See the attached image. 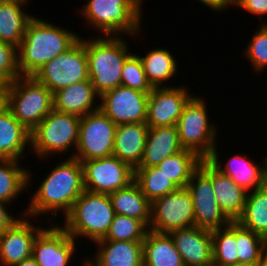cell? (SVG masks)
Listing matches in <instances>:
<instances>
[{"label": "cell", "instance_id": "cell-8", "mask_svg": "<svg viewBox=\"0 0 267 266\" xmlns=\"http://www.w3.org/2000/svg\"><path fill=\"white\" fill-rule=\"evenodd\" d=\"M206 106L202 95H194L184 106L176 125L183 149L194 152L202 160H207L212 154L219 132L217 123H210Z\"/></svg>", "mask_w": 267, "mask_h": 266}, {"label": "cell", "instance_id": "cell-14", "mask_svg": "<svg viewBox=\"0 0 267 266\" xmlns=\"http://www.w3.org/2000/svg\"><path fill=\"white\" fill-rule=\"evenodd\" d=\"M149 93L122 85L100 96L99 109L116 125L146 122Z\"/></svg>", "mask_w": 267, "mask_h": 266}, {"label": "cell", "instance_id": "cell-32", "mask_svg": "<svg viewBox=\"0 0 267 266\" xmlns=\"http://www.w3.org/2000/svg\"><path fill=\"white\" fill-rule=\"evenodd\" d=\"M201 160L194 152L183 149L167 157L157 167L178 188H185L192 173L199 167Z\"/></svg>", "mask_w": 267, "mask_h": 266}, {"label": "cell", "instance_id": "cell-5", "mask_svg": "<svg viewBox=\"0 0 267 266\" xmlns=\"http://www.w3.org/2000/svg\"><path fill=\"white\" fill-rule=\"evenodd\" d=\"M114 216L109 195L85 190L60 224L76 241L85 237L95 243L106 236Z\"/></svg>", "mask_w": 267, "mask_h": 266}, {"label": "cell", "instance_id": "cell-49", "mask_svg": "<svg viewBox=\"0 0 267 266\" xmlns=\"http://www.w3.org/2000/svg\"><path fill=\"white\" fill-rule=\"evenodd\" d=\"M83 266H86V258L84 259V262L82 263Z\"/></svg>", "mask_w": 267, "mask_h": 266}, {"label": "cell", "instance_id": "cell-39", "mask_svg": "<svg viewBox=\"0 0 267 266\" xmlns=\"http://www.w3.org/2000/svg\"><path fill=\"white\" fill-rule=\"evenodd\" d=\"M0 75L8 82L21 76L18 67V47L0 41Z\"/></svg>", "mask_w": 267, "mask_h": 266}, {"label": "cell", "instance_id": "cell-30", "mask_svg": "<svg viewBox=\"0 0 267 266\" xmlns=\"http://www.w3.org/2000/svg\"><path fill=\"white\" fill-rule=\"evenodd\" d=\"M109 196L115 214L141 220L149 228L151 202L143 195L135 181L123 189L116 190Z\"/></svg>", "mask_w": 267, "mask_h": 266}, {"label": "cell", "instance_id": "cell-46", "mask_svg": "<svg viewBox=\"0 0 267 266\" xmlns=\"http://www.w3.org/2000/svg\"><path fill=\"white\" fill-rule=\"evenodd\" d=\"M256 266H267V253L256 263Z\"/></svg>", "mask_w": 267, "mask_h": 266}, {"label": "cell", "instance_id": "cell-35", "mask_svg": "<svg viewBox=\"0 0 267 266\" xmlns=\"http://www.w3.org/2000/svg\"><path fill=\"white\" fill-rule=\"evenodd\" d=\"M238 262L257 263L267 253V240L236 221Z\"/></svg>", "mask_w": 267, "mask_h": 266}, {"label": "cell", "instance_id": "cell-22", "mask_svg": "<svg viewBox=\"0 0 267 266\" xmlns=\"http://www.w3.org/2000/svg\"><path fill=\"white\" fill-rule=\"evenodd\" d=\"M99 99L91 80H83L54 92L53 109L82 117L99 110Z\"/></svg>", "mask_w": 267, "mask_h": 266}, {"label": "cell", "instance_id": "cell-24", "mask_svg": "<svg viewBox=\"0 0 267 266\" xmlns=\"http://www.w3.org/2000/svg\"><path fill=\"white\" fill-rule=\"evenodd\" d=\"M148 129L146 122L117 125L113 155L135 170L143 157Z\"/></svg>", "mask_w": 267, "mask_h": 266}, {"label": "cell", "instance_id": "cell-11", "mask_svg": "<svg viewBox=\"0 0 267 266\" xmlns=\"http://www.w3.org/2000/svg\"><path fill=\"white\" fill-rule=\"evenodd\" d=\"M86 191L110 195L130 185L135 170L116 156L81 161Z\"/></svg>", "mask_w": 267, "mask_h": 266}, {"label": "cell", "instance_id": "cell-20", "mask_svg": "<svg viewBox=\"0 0 267 266\" xmlns=\"http://www.w3.org/2000/svg\"><path fill=\"white\" fill-rule=\"evenodd\" d=\"M199 167L211 178L221 210L231 221H237L243 213L248 192L217 170L208 160H201Z\"/></svg>", "mask_w": 267, "mask_h": 266}, {"label": "cell", "instance_id": "cell-9", "mask_svg": "<svg viewBox=\"0 0 267 266\" xmlns=\"http://www.w3.org/2000/svg\"><path fill=\"white\" fill-rule=\"evenodd\" d=\"M52 93L83 80H89L85 39H80L66 52L46 63L33 75Z\"/></svg>", "mask_w": 267, "mask_h": 266}, {"label": "cell", "instance_id": "cell-34", "mask_svg": "<svg viewBox=\"0 0 267 266\" xmlns=\"http://www.w3.org/2000/svg\"><path fill=\"white\" fill-rule=\"evenodd\" d=\"M213 266H228L238 262L236 221L211 231Z\"/></svg>", "mask_w": 267, "mask_h": 266}, {"label": "cell", "instance_id": "cell-15", "mask_svg": "<svg viewBox=\"0 0 267 266\" xmlns=\"http://www.w3.org/2000/svg\"><path fill=\"white\" fill-rule=\"evenodd\" d=\"M54 223L48 224L37 235L33 244V257L39 266H70L72 259L77 257L74 254L77 241L60 223Z\"/></svg>", "mask_w": 267, "mask_h": 266}, {"label": "cell", "instance_id": "cell-6", "mask_svg": "<svg viewBox=\"0 0 267 266\" xmlns=\"http://www.w3.org/2000/svg\"><path fill=\"white\" fill-rule=\"evenodd\" d=\"M79 124V116L53 109L31 131V153L46 162L48 158L62 156V153L65 156L71 149L68 156L73 157V150L77 148Z\"/></svg>", "mask_w": 267, "mask_h": 266}, {"label": "cell", "instance_id": "cell-27", "mask_svg": "<svg viewBox=\"0 0 267 266\" xmlns=\"http://www.w3.org/2000/svg\"><path fill=\"white\" fill-rule=\"evenodd\" d=\"M148 50L145 56L139 54V58L142 61L144 72L147 79L153 88L170 87L166 85L178 74V65L176 57L172 55V52L167 48H155ZM172 78V79H171ZM166 82V83H165Z\"/></svg>", "mask_w": 267, "mask_h": 266}, {"label": "cell", "instance_id": "cell-13", "mask_svg": "<svg viewBox=\"0 0 267 266\" xmlns=\"http://www.w3.org/2000/svg\"><path fill=\"white\" fill-rule=\"evenodd\" d=\"M186 188L193 202L194 226L213 231L232 222L218 205L211 178L200 167L192 173Z\"/></svg>", "mask_w": 267, "mask_h": 266}, {"label": "cell", "instance_id": "cell-29", "mask_svg": "<svg viewBox=\"0 0 267 266\" xmlns=\"http://www.w3.org/2000/svg\"><path fill=\"white\" fill-rule=\"evenodd\" d=\"M30 2L0 3V41L19 47L27 24L34 17L26 12Z\"/></svg>", "mask_w": 267, "mask_h": 266}, {"label": "cell", "instance_id": "cell-38", "mask_svg": "<svg viewBox=\"0 0 267 266\" xmlns=\"http://www.w3.org/2000/svg\"><path fill=\"white\" fill-rule=\"evenodd\" d=\"M121 85L145 93H150L153 90L138 54L132 52L125 60L122 67Z\"/></svg>", "mask_w": 267, "mask_h": 266}, {"label": "cell", "instance_id": "cell-17", "mask_svg": "<svg viewBox=\"0 0 267 266\" xmlns=\"http://www.w3.org/2000/svg\"><path fill=\"white\" fill-rule=\"evenodd\" d=\"M30 219L20 215V219L0 234V266H13L33 256L34 241L45 227L34 225L37 219Z\"/></svg>", "mask_w": 267, "mask_h": 266}, {"label": "cell", "instance_id": "cell-1", "mask_svg": "<svg viewBox=\"0 0 267 266\" xmlns=\"http://www.w3.org/2000/svg\"><path fill=\"white\" fill-rule=\"evenodd\" d=\"M54 166L47 172L36 187V191L30 197L29 205L19 215H26L37 218L46 216L49 213L48 223L61 212L63 218L71 211L74 202L85 191L82 163L74 157L56 161ZM51 171V172H50ZM60 210V211H59ZM53 213V215H52ZM53 218H51V216Z\"/></svg>", "mask_w": 267, "mask_h": 266}, {"label": "cell", "instance_id": "cell-25", "mask_svg": "<svg viewBox=\"0 0 267 266\" xmlns=\"http://www.w3.org/2000/svg\"><path fill=\"white\" fill-rule=\"evenodd\" d=\"M182 150L176 125L149 128L143 157L137 168L157 166Z\"/></svg>", "mask_w": 267, "mask_h": 266}, {"label": "cell", "instance_id": "cell-21", "mask_svg": "<svg viewBox=\"0 0 267 266\" xmlns=\"http://www.w3.org/2000/svg\"><path fill=\"white\" fill-rule=\"evenodd\" d=\"M96 243V244H95ZM98 249L86 259V266H144L143 241L98 240Z\"/></svg>", "mask_w": 267, "mask_h": 266}, {"label": "cell", "instance_id": "cell-48", "mask_svg": "<svg viewBox=\"0 0 267 266\" xmlns=\"http://www.w3.org/2000/svg\"><path fill=\"white\" fill-rule=\"evenodd\" d=\"M16 1L31 2V0H0V3H4V2H16Z\"/></svg>", "mask_w": 267, "mask_h": 266}, {"label": "cell", "instance_id": "cell-7", "mask_svg": "<svg viewBox=\"0 0 267 266\" xmlns=\"http://www.w3.org/2000/svg\"><path fill=\"white\" fill-rule=\"evenodd\" d=\"M6 107L30 132L53 110V93L34 76L8 83Z\"/></svg>", "mask_w": 267, "mask_h": 266}, {"label": "cell", "instance_id": "cell-40", "mask_svg": "<svg viewBox=\"0 0 267 266\" xmlns=\"http://www.w3.org/2000/svg\"><path fill=\"white\" fill-rule=\"evenodd\" d=\"M232 6L237 7L248 12L250 15L254 14L260 20V24H267V20L263 21V16H267V0H232Z\"/></svg>", "mask_w": 267, "mask_h": 266}, {"label": "cell", "instance_id": "cell-19", "mask_svg": "<svg viewBox=\"0 0 267 266\" xmlns=\"http://www.w3.org/2000/svg\"><path fill=\"white\" fill-rule=\"evenodd\" d=\"M185 266H212L211 231L196 226L169 233Z\"/></svg>", "mask_w": 267, "mask_h": 266}, {"label": "cell", "instance_id": "cell-28", "mask_svg": "<svg viewBox=\"0 0 267 266\" xmlns=\"http://www.w3.org/2000/svg\"><path fill=\"white\" fill-rule=\"evenodd\" d=\"M19 160L0 159V201L12 204L21 193L28 192L32 185L30 169L20 164ZM31 184V185H30Z\"/></svg>", "mask_w": 267, "mask_h": 266}, {"label": "cell", "instance_id": "cell-23", "mask_svg": "<svg viewBox=\"0 0 267 266\" xmlns=\"http://www.w3.org/2000/svg\"><path fill=\"white\" fill-rule=\"evenodd\" d=\"M29 147V149H27ZM31 132L7 108L0 111V159L22 161L30 153ZM22 159V160H21Z\"/></svg>", "mask_w": 267, "mask_h": 266}, {"label": "cell", "instance_id": "cell-41", "mask_svg": "<svg viewBox=\"0 0 267 266\" xmlns=\"http://www.w3.org/2000/svg\"><path fill=\"white\" fill-rule=\"evenodd\" d=\"M11 206L8 203L0 201V234L7 228H10L20 217H17L11 213L8 208Z\"/></svg>", "mask_w": 267, "mask_h": 266}, {"label": "cell", "instance_id": "cell-45", "mask_svg": "<svg viewBox=\"0 0 267 266\" xmlns=\"http://www.w3.org/2000/svg\"><path fill=\"white\" fill-rule=\"evenodd\" d=\"M8 82L0 75V91L7 90Z\"/></svg>", "mask_w": 267, "mask_h": 266}, {"label": "cell", "instance_id": "cell-18", "mask_svg": "<svg viewBox=\"0 0 267 266\" xmlns=\"http://www.w3.org/2000/svg\"><path fill=\"white\" fill-rule=\"evenodd\" d=\"M214 148L212 154L207 159L217 170L230 177L237 185L244 188L247 192L264 187L267 184V157L262 162L256 163L249 157L242 154H234L228 160L222 161ZM249 158V159H248ZM221 160V161H220ZM222 163V164H221Z\"/></svg>", "mask_w": 267, "mask_h": 266}, {"label": "cell", "instance_id": "cell-31", "mask_svg": "<svg viewBox=\"0 0 267 266\" xmlns=\"http://www.w3.org/2000/svg\"><path fill=\"white\" fill-rule=\"evenodd\" d=\"M237 222L267 240V184L247 193L243 213Z\"/></svg>", "mask_w": 267, "mask_h": 266}, {"label": "cell", "instance_id": "cell-42", "mask_svg": "<svg viewBox=\"0 0 267 266\" xmlns=\"http://www.w3.org/2000/svg\"><path fill=\"white\" fill-rule=\"evenodd\" d=\"M198 2L211 9V12L217 13L228 11L232 6V0H198Z\"/></svg>", "mask_w": 267, "mask_h": 266}, {"label": "cell", "instance_id": "cell-12", "mask_svg": "<svg viewBox=\"0 0 267 266\" xmlns=\"http://www.w3.org/2000/svg\"><path fill=\"white\" fill-rule=\"evenodd\" d=\"M191 226H194V209L186 187L178 188L151 203L149 230L169 234Z\"/></svg>", "mask_w": 267, "mask_h": 266}, {"label": "cell", "instance_id": "cell-3", "mask_svg": "<svg viewBox=\"0 0 267 266\" xmlns=\"http://www.w3.org/2000/svg\"><path fill=\"white\" fill-rule=\"evenodd\" d=\"M78 11L85 24L101 36L142 37L144 0H86ZM128 34V35H127Z\"/></svg>", "mask_w": 267, "mask_h": 266}, {"label": "cell", "instance_id": "cell-44", "mask_svg": "<svg viewBox=\"0 0 267 266\" xmlns=\"http://www.w3.org/2000/svg\"><path fill=\"white\" fill-rule=\"evenodd\" d=\"M6 107V91H0V111Z\"/></svg>", "mask_w": 267, "mask_h": 266}, {"label": "cell", "instance_id": "cell-33", "mask_svg": "<svg viewBox=\"0 0 267 266\" xmlns=\"http://www.w3.org/2000/svg\"><path fill=\"white\" fill-rule=\"evenodd\" d=\"M134 181L151 203L178 189L157 166L136 168Z\"/></svg>", "mask_w": 267, "mask_h": 266}, {"label": "cell", "instance_id": "cell-47", "mask_svg": "<svg viewBox=\"0 0 267 266\" xmlns=\"http://www.w3.org/2000/svg\"><path fill=\"white\" fill-rule=\"evenodd\" d=\"M228 266H256V263L237 262L235 264L228 265Z\"/></svg>", "mask_w": 267, "mask_h": 266}, {"label": "cell", "instance_id": "cell-37", "mask_svg": "<svg viewBox=\"0 0 267 266\" xmlns=\"http://www.w3.org/2000/svg\"><path fill=\"white\" fill-rule=\"evenodd\" d=\"M243 50V56L257 75L267 69V24H259Z\"/></svg>", "mask_w": 267, "mask_h": 266}, {"label": "cell", "instance_id": "cell-2", "mask_svg": "<svg viewBox=\"0 0 267 266\" xmlns=\"http://www.w3.org/2000/svg\"><path fill=\"white\" fill-rule=\"evenodd\" d=\"M37 17L34 16L27 24L18 47L21 76H33L46 63L71 48L81 36L75 31Z\"/></svg>", "mask_w": 267, "mask_h": 266}, {"label": "cell", "instance_id": "cell-16", "mask_svg": "<svg viewBox=\"0 0 267 266\" xmlns=\"http://www.w3.org/2000/svg\"><path fill=\"white\" fill-rule=\"evenodd\" d=\"M188 90L184 84L153 88L147 102L146 124L149 128L177 125L184 106L194 96Z\"/></svg>", "mask_w": 267, "mask_h": 266}, {"label": "cell", "instance_id": "cell-26", "mask_svg": "<svg viewBox=\"0 0 267 266\" xmlns=\"http://www.w3.org/2000/svg\"><path fill=\"white\" fill-rule=\"evenodd\" d=\"M144 266H185L168 233L149 230L143 240Z\"/></svg>", "mask_w": 267, "mask_h": 266}, {"label": "cell", "instance_id": "cell-10", "mask_svg": "<svg viewBox=\"0 0 267 266\" xmlns=\"http://www.w3.org/2000/svg\"><path fill=\"white\" fill-rule=\"evenodd\" d=\"M117 125L100 109L80 117L74 158L81 161L113 155Z\"/></svg>", "mask_w": 267, "mask_h": 266}, {"label": "cell", "instance_id": "cell-4", "mask_svg": "<svg viewBox=\"0 0 267 266\" xmlns=\"http://www.w3.org/2000/svg\"><path fill=\"white\" fill-rule=\"evenodd\" d=\"M123 37L99 34L85 39L89 79L99 96L121 85L123 64L132 54Z\"/></svg>", "mask_w": 267, "mask_h": 266}, {"label": "cell", "instance_id": "cell-36", "mask_svg": "<svg viewBox=\"0 0 267 266\" xmlns=\"http://www.w3.org/2000/svg\"><path fill=\"white\" fill-rule=\"evenodd\" d=\"M149 228L133 217L115 214L106 236L100 240L143 241Z\"/></svg>", "mask_w": 267, "mask_h": 266}, {"label": "cell", "instance_id": "cell-43", "mask_svg": "<svg viewBox=\"0 0 267 266\" xmlns=\"http://www.w3.org/2000/svg\"><path fill=\"white\" fill-rule=\"evenodd\" d=\"M13 266H39L37 264V261L35 260V258L33 256L26 258L24 260H22L20 263H17Z\"/></svg>", "mask_w": 267, "mask_h": 266}]
</instances>
